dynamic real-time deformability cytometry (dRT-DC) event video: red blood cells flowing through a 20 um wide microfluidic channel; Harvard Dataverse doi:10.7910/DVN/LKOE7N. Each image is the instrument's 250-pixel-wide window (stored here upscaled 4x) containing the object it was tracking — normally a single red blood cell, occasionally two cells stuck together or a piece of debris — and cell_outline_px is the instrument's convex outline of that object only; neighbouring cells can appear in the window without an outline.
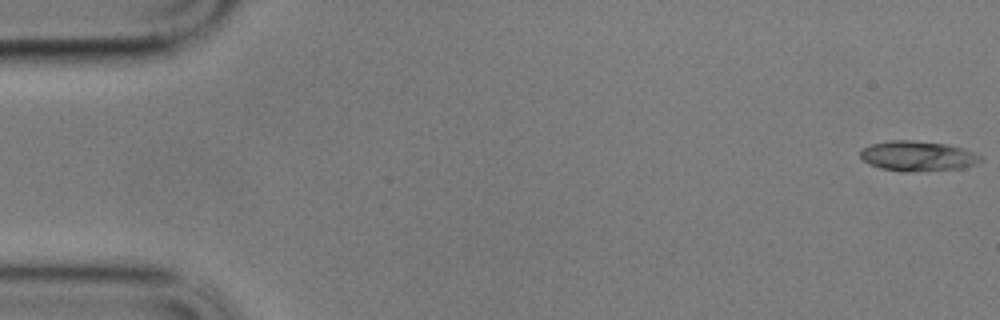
{"species": "common noctule bat (a hibernating species)", "species_latin": "Nyctalus noctula", "temperature_condition": "cold", "stored_images_in_passage": 59, "camera_frame_rate_fps": 3000, "um_per_image_px": 0.085, "animal": {"sex": "male", "body_mass_g": 17.9}, "frame": {"image": 1, "passage_image": 1, "time_ms": 0.0, "image_size_px": [1000, 320], "cell_outline_px": [[984, 160], [976, 164], [964, 168], [908, 172], [904, 172], [880, 168], [868, 164], [860, 156], [860, 152], [864, 148], [872, 144], [892, 140], [912, 140], [948, 144], [984, 156]], "centroid_in_image_um": [78.04, 13.27], "position_along_channel_um": 7.0, "area_um2": 21.15}}
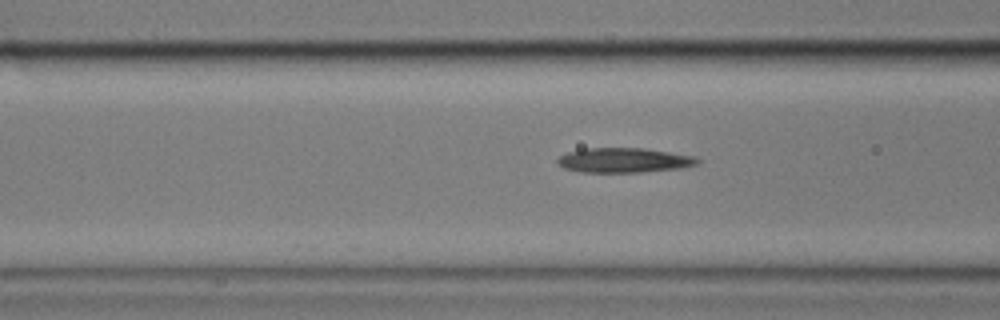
{"frame": {"image": 2, "passage_image": 23, "time_ms": 7.333, "image_size_px": [1000, 320], "cell_outline_px": [[700, 160], [696, 164], [684, 168], [640, 172], [580, 172], [564, 168], [556, 164], [556, 160], [560, 156], [568, 152], [584, 148], [644, 148], [696, 156]], "centroid_in_image_um": [53.03, 13.62], "position_along_channel_um": 113.6, "area_um2": 20.29}}
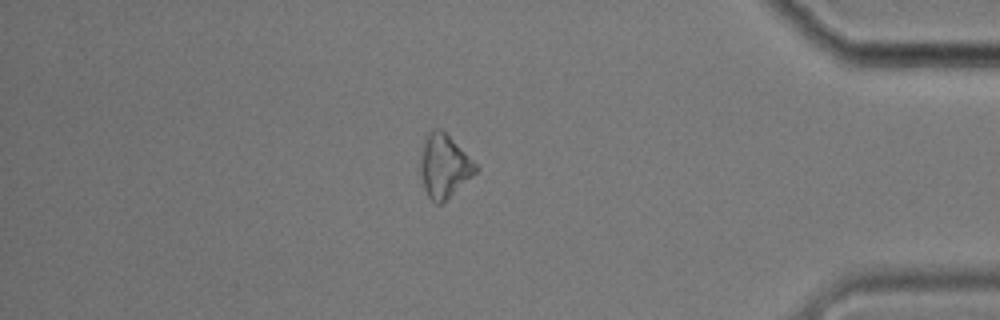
{"frame": {"image": 3, "passage_image": 51, "time_ms": 16.667, "image_size_px": [1000, 320], "cell_outline_px": [[480, 168], [444, 204], [436, 204], [428, 196], [424, 188], [420, 172], [420, 148], [424, 136], [432, 128], [440, 128]], "centroid_in_image_um": [37.71, 14.13], "position_along_channel_um": 397.5, "area_um2": 20.58}, "authors_computed_cell_mechanics": {"area_um2": 20.0566, "velocity_mm_per_s": 3.4006, "shape_relaxation_time_tau1_ms": 4.5542, "shape_relaxation_time_tau2_ms": null, "deformation_change_tau1": 0.0954, "deformation_change_tau2": null}}